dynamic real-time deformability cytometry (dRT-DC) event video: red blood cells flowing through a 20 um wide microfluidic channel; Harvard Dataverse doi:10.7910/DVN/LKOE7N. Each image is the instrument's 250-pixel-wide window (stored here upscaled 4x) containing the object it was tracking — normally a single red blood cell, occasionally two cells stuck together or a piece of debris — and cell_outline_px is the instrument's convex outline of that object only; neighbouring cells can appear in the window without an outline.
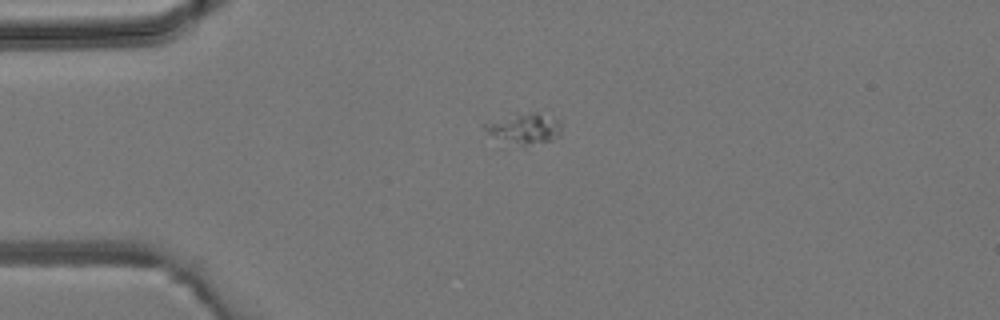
{"species": "common noctule bat (a hibernating species)", "species_latin": "Nyctalus noctula", "temperature_condition": "room temperature", "stored_images_in_passage": 3, "camera_frame_rate_fps": 3000, "um_per_image_px": 0.085, "animal": {"sex": "male", "body_mass_g": 19.2, "forearm_length_mm": 51.8}, "frame": {"image": 1, "passage_image": 1, "time_ms": 0.0, "image_size_px": [1000, 320], "cell_outline_px": [[564, 124], [560, 136], [524, 148], [496, 136], [488, 132], [480, 124], [528, 112], [536, 112], [560, 120]], "centroid_in_image_um": [44.68, 10.94], "position_along_channel_um": 40.3, "area_um2": 13.53}}
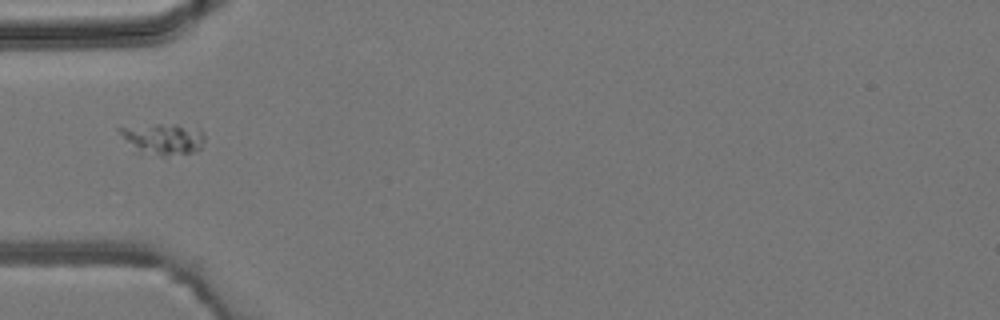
{"frame": {"image": 2, "passage_image": 2, "time_ms": 1.333, "image_size_px": [1000, 320], "cell_outline_px": [[204, 140], [200, 148], [196, 152], [164, 156], [160, 156], [132, 152], [116, 128], [156, 124], [176, 124], [200, 128], [204, 132]], "centroid_in_image_um": [13.83, 11.82], "position_along_channel_um": 71.2, "area_um2": 16.01}}
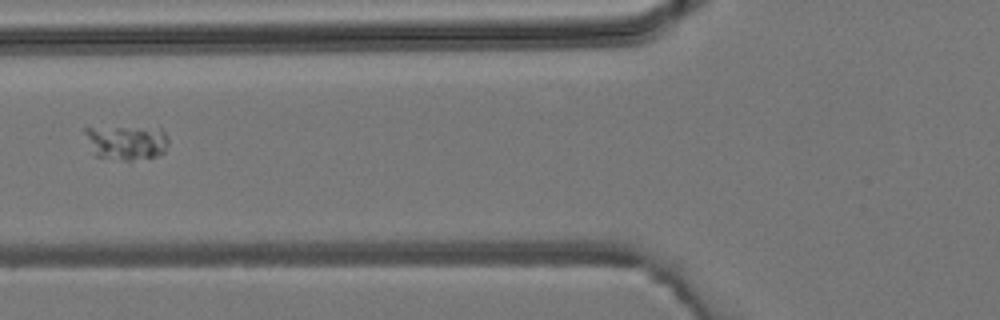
{"frame": {"image": 3, "passage_image": 3, "time_ms": 2.333, "image_size_px": [1000, 320], "cell_outline_px": [[168, 144], [164, 152], [160, 156], [132, 160], [124, 160], [96, 156], [84, 132], [84, 128], [160, 128], [168, 136]], "centroid_in_image_um": [10.82, 12.12], "position_along_channel_um": 115.0, "area_um2": 16.47}}